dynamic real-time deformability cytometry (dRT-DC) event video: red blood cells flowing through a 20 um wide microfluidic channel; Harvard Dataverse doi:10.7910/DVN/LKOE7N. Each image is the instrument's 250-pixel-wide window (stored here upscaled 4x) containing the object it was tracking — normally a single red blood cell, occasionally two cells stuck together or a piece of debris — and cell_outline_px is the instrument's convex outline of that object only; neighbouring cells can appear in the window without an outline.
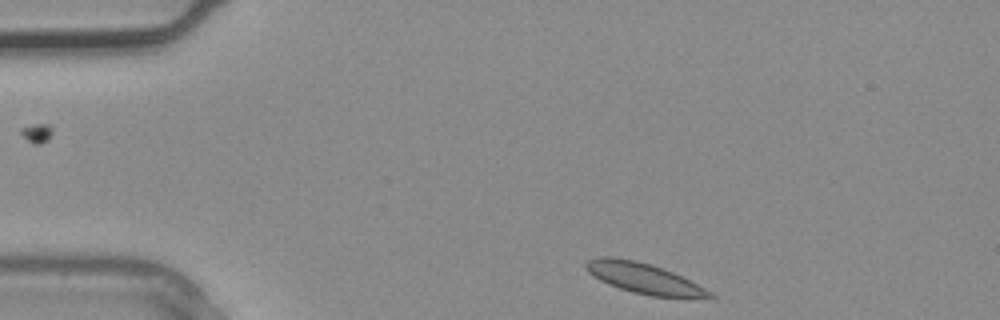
{"species": "common noctule bat (a hibernating species)", "species_latin": "Nyctalus noctula", "temperature_condition": "warm", "stored_images_in_passage": 2, "camera_frame_rate_fps": 3000, "um_per_image_px": 0.085, "animal": {"sex": "male", "body_mass_g": 20.4}, "frame": {"image": 1, "passage_image": 1, "time_ms": 0.0, "image_size_px": [1000, 320], "cell_outline_px": [[716, 296], [712, 300], [688, 300], [652, 296], [632, 292], [608, 284], [600, 280], [588, 272], [584, 268], [584, 264], [588, 260], [600, 256], [612, 256], [636, 260], [664, 268], [712, 292]], "centroid_in_image_um": [54.83, 23.7], "position_along_channel_um": 30.2, "area_um2": 22.72}}